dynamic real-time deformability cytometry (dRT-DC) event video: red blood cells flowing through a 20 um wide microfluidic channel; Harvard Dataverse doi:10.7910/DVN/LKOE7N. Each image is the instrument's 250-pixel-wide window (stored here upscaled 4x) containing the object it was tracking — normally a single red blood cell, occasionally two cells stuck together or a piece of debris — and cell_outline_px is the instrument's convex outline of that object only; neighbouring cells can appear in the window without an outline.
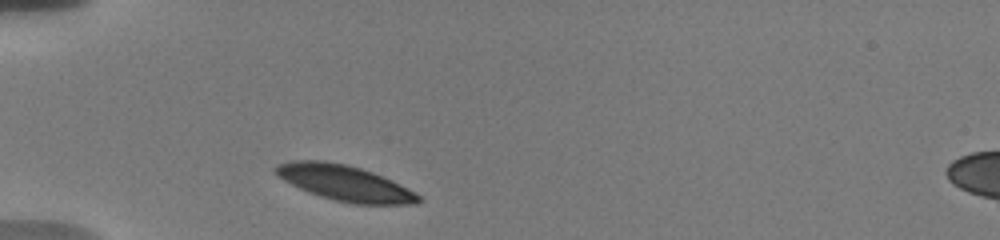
{"species": "human", "species_latin": "Homo sapiens", "temperature_condition": "warm", "stored_images_in_passage": 33, "camera_frame_rate_fps": 3000, "um_per_image_px": 0.085, "donor": {"sex": "male"}, "frame": {"image": 1, "passage_image": 1, "time_ms": 0.0, "image_size_px": [1000, 240], "cell_outline_px": [[420, 200], [416, 204], [352, 204], [320, 196], [308, 192], [284, 180], [272, 168], [288, 160], [324, 160], [348, 164], [372, 172], [416, 192], [420, 196]], "centroid_in_image_um": [29.29, 15.55], "position_along_channel_um": 55.7, "area_um2": 29.3}}
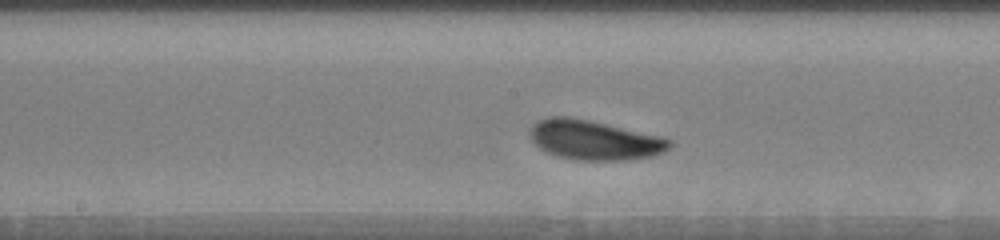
{"frame": {"image": 2, "passage_image": 14, "time_ms": 4.333, "image_size_px": [1000, 240], "cell_outline_px": [[672, 144], [664, 152], [652, 156], [628, 160], [572, 160], [556, 156], [540, 148], [528, 136], [528, 132], [532, 124], [548, 116], [568, 116], [588, 120], [660, 136], [672, 140]], "centroid_in_image_um": [50.48, 11.91], "position_along_channel_um": 197.7, "area_um2": 32.25}}
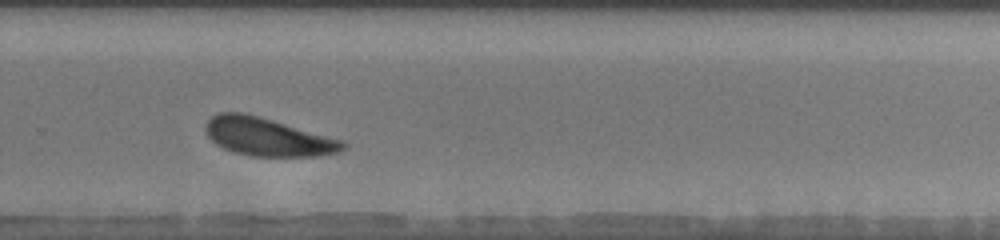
{"frame": {"image": 3, "passage_image": 23, "time_ms": 7.333, "image_size_px": [1000, 240], "cell_outline_px": [[348, 144], [340, 152], [316, 156], [248, 156], [232, 152], [216, 144], [204, 132], [204, 128], [208, 120], [212, 116], [220, 112], [244, 112], [272, 120], [340, 140]], "centroid_in_image_um": [22.69, 11.64], "position_along_channel_um": 307.1, "area_um2": 30.23}, "authors_computed_cell_mechanics": {"area_um2": 30.8074, "velocity_mm_per_s": 3.6574, "shape_relaxation_time_tau1_ms": 1.6757, "shape_relaxation_time_tau2_ms": null, "deformation_change_tau1": 0.0822, "deformation_change_tau2": null}}